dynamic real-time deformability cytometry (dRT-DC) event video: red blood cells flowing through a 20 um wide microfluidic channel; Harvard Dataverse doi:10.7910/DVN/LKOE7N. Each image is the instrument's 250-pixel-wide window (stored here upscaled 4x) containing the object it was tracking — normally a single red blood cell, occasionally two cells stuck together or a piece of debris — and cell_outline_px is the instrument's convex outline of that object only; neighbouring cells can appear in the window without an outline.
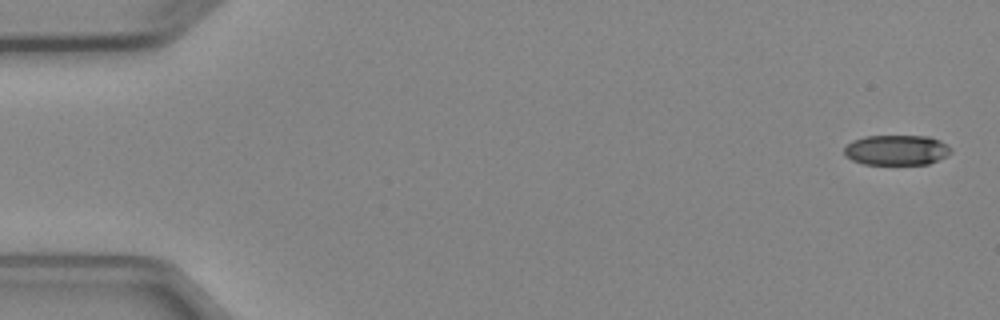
{"species": "Egyptian fruit bat (a non-hibernating species)", "species_latin": "Rousettus aegyptiacus", "temperature_condition": "cold", "stored_images_in_passage": 5, "camera_frame_rate_fps": 3000, "um_per_image_px": 0.085, "animal": {"sex": "female"}, "frame": {"image": 1, "passage_image": 1, "time_ms": 0.0, "image_size_px": [1000, 320], "cell_outline_px": [[952, 152], [928, 164], [864, 164], [852, 160], [844, 156], [844, 148], [852, 140], [864, 136], [928, 136], [940, 140], [948, 144], [952, 148]], "centroid_in_image_um": [76.19, 12.74], "position_along_channel_um": 8.8, "area_um2": 18.84}}
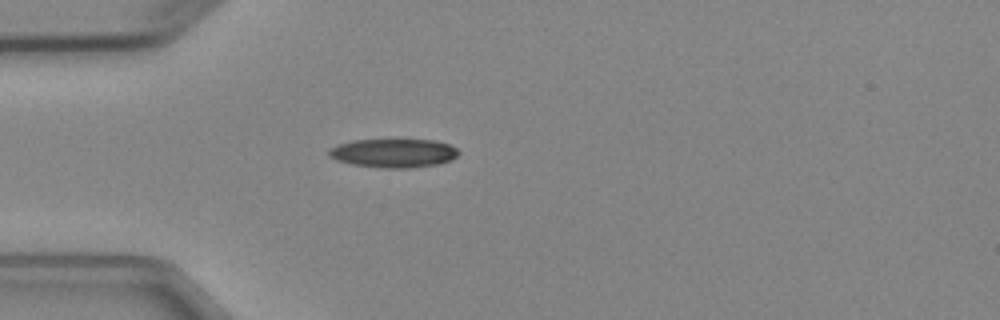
{"frame": {"image": 2, "passage_image": 5, "time_ms": 4.333, "image_size_px": [1000, 320], "cell_outline_px": [[460, 152], [452, 160], [440, 164], [408, 168], [380, 168], [352, 164], [336, 160], [328, 156], [328, 152], [332, 148], [340, 144], [352, 140], [436, 140], [448, 144], [456, 148]], "centroid_in_image_um": [33.48, 13.02], "position_along_channel_um": 51.5, "area_um2": 21.73}}